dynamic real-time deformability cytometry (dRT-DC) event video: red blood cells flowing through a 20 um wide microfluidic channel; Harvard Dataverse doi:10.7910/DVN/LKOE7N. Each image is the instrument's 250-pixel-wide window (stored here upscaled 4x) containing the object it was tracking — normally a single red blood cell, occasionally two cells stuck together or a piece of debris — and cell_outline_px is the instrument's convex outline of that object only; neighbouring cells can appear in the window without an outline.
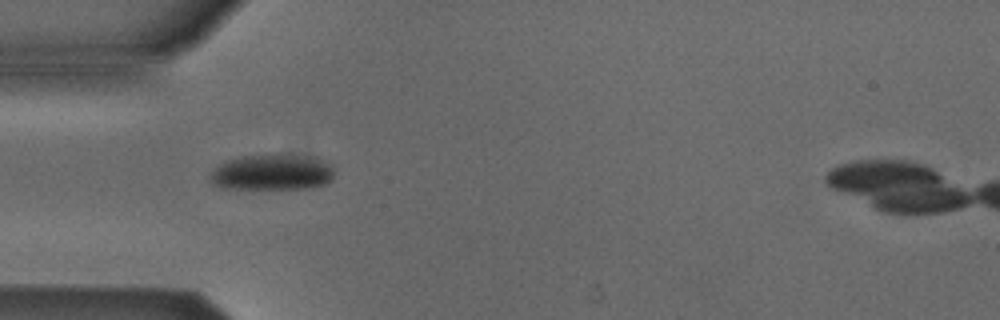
{"species": "Egyptian fruit bat (a non-hibernating species)", "species_latin": "Rousettus aegyptiacus", "temperature_condition": "cold", "stored_images_in_passage": 5, "camera_frame_rate_fps": 3000, "um_per_image_px": 0.085, "animal": {"sex": "male"}, "frame": {"image": 1, "passage_image": 4, "time_ms": 1.0, "image_size_px": [1000, 320], "cell_outline_px": [[332, 180], [324, 184], [304, 188], [220, 188], [212, 184], [208, 180], [212, 172], [220, 164], [228, 160], [244, 156], [280, 152], [316, 156], [332, 164]], "centroid_in_image_um": [23.16, 14.6], "position_along_channel_um": 61.8, "area_um2": 26.47}}
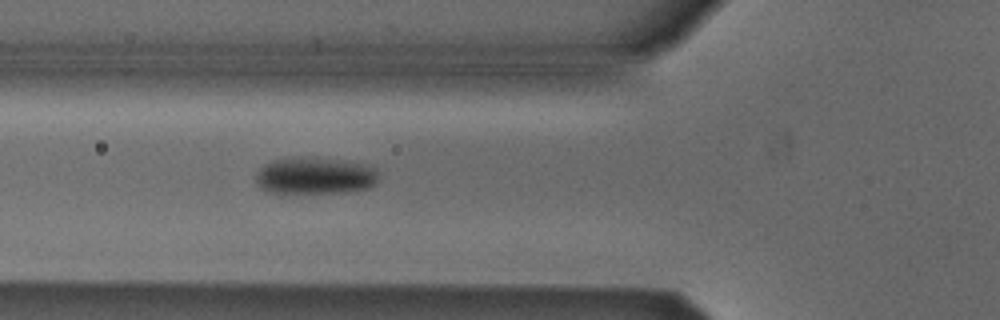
{"frame": {"image": 2, "passage_image": 5, "time_ms": 1.333, "image_size_px": [1000, 320], "cell_outline_px": [[376, 184], [368, 188], [348, 192], [280, 196], [260, 188], [256, 184], [256, 172], [260, 168], [276, 160], [336, 160], [360, 164], [376, 168]], "centroid_in_image_um": [26.72, 15.06], "position_along_channel_um": 99.1, "area_um2": 26.13}}